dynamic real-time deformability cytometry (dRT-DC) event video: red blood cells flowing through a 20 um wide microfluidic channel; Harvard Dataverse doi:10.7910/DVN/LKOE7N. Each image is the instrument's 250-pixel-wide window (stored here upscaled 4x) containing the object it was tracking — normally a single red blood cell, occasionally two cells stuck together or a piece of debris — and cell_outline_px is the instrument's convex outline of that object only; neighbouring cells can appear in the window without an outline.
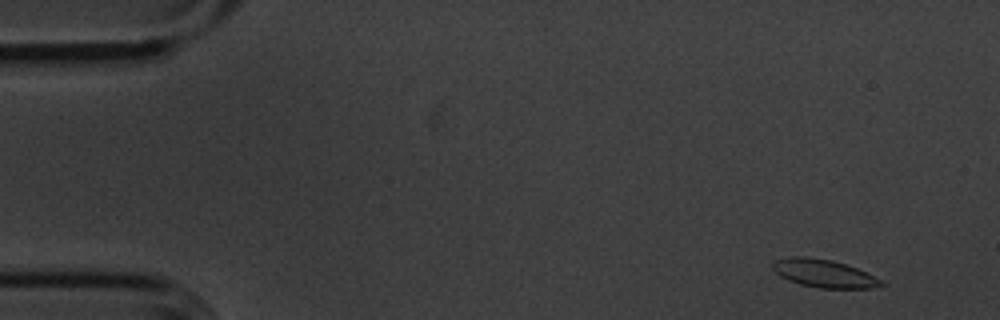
{"species": "common noctule bat (a hibernating species)", "species_latin": "Nyctalus noctula", "temperature_condition": "cold", "stored_images_in_passage": 54, "camera_frame_rate_fps": 3000, "um_per_image_px": 0.085, "animal": {"sex": "male", "body_mass_g": 20.1, "forearm_length_mm": 53.5}, "frame": {"image": 1, "passage_image": 3, "time_ms": 0.667, "image_size_px": [1000, 320], "cell_outline_px": [[884, 284], [872, 288], [820, 288], [800, 284], [788, 280], [780, 276], [772, 268], [772, 264], [776, 260], [792, 256], [808, 256], [832, 260], [856, 268], [880, 280]], "centroid_in_image_um": [69.97, 23.23], "position_along_channel_um": 15.0, "area_um2": 17.4}}
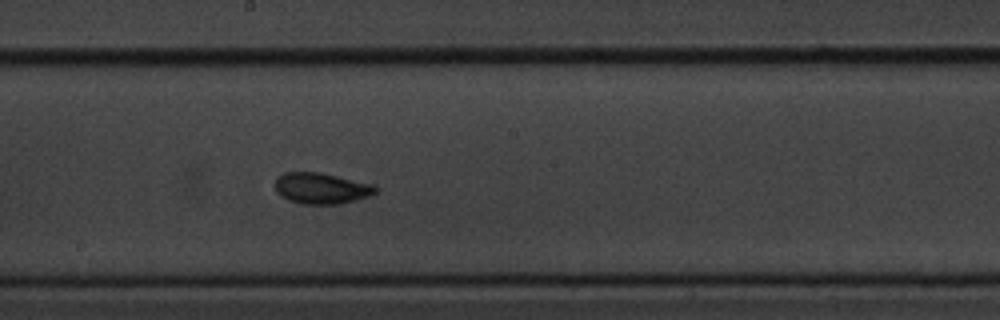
{"frame": {"image": 2, "passage_image": 29, "time_ms": 9.333, "image_size_px": [1000, 320], "cell_outline_px": [[380, 192], [356, 200], [336, 204], [304, 204], [288, 200], [280, 196], [276, 192], [276, 176], [284, 172], [320, 172], [376, 184], [380, 188]], "centroid_in_image_um": [27.37, 15.99], "position_along_channel_um": 220.8, "area_um2": 18.55}}
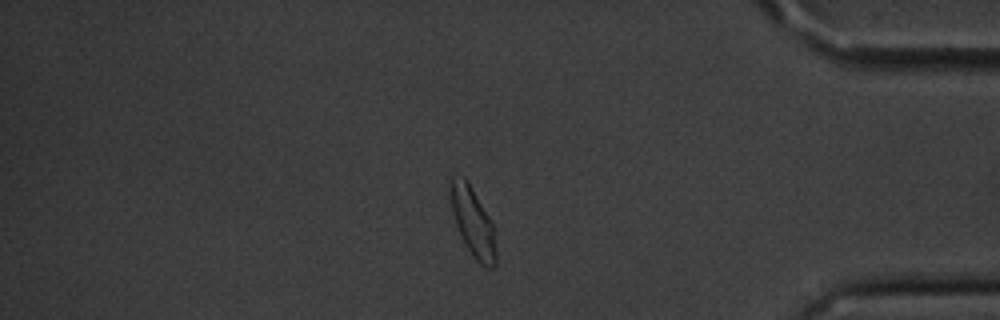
{"frame": {"image": 3, "passage_image": 46, "time_ms": 15.0, "image_size_px": [1000, 320], "cell_outline_px": [[496, 264], [492, 268], [488, 268], [480, 264], [476, 260], [468, 248], [456, 224], [452, 212], [448, 184], [452, 176], [464, 176], [468, 180], [496, 228]], "centroid_in_image_um": [40.22, 18.83], "position_along_channel_um": 395.0, "area_um2": 18.67}, "authors_computed_cell_mechanics": {"area_um2": 18.0914, "velocity_mm_per_s": 3.5859, "shape_relaxation_time_tau1_ms": null, "shape_relaxation_time_tau2_ms": 1.7529, "deformation_change_tau1": null, "deformation_change_tau2": 0.0718}}